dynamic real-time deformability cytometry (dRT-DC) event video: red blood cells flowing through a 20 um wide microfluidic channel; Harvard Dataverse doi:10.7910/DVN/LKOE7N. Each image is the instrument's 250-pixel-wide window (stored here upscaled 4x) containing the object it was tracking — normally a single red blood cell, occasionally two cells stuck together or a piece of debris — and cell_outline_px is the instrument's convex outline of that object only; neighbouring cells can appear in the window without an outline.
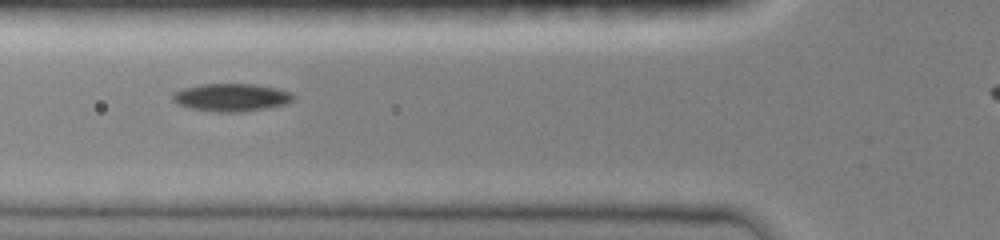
{"species": "common noctule bat (a hibernating species)", "species_latin": "Nyctalus noctula", "temperature_condition": "room temperature", "stored_images_in_passage": 6, "camera_frame_rate_fps": 3000, "um_per_image_px": 0.085, "animal": {"sex": "female", "body_mass_g": 19.0, "forearm_length_mm": 51.5}, "frame": {"image": 1, "passage_image": 3, "time_ms": 2.0, "image_size_px": [1000, 240], "cell_outline_px": [[296, 96], [288, 104], [268, 108], [240, 112], [216, 112], [192, 108], [176, 104], [172, 100], [172, 92], [184, 88], [200, 84], [252, 84], [276, 88], [292, 92]], "centroid_in_image_um": [19.68, 8.28], "position_along_channel_um": 106.1, "area_um2": 19.71}}
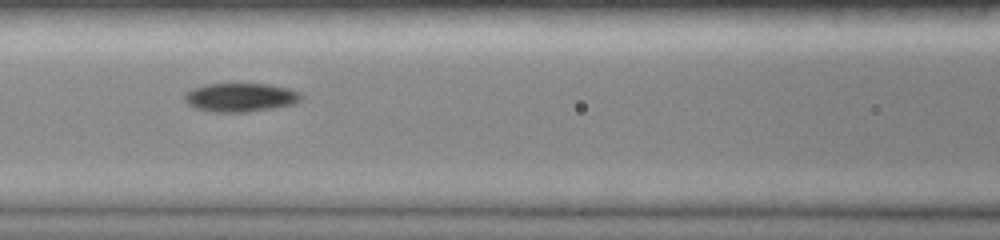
{"frame": {"image": 2, "passage_image": 4, "time_ms": 3.0, "image_size_px": [1000, 240], "cell_outline_px": [[304, 96], [296, 104], [276, 108], [248, 112], [212, 112], [196, 108], [188, 104], [184, 100], [184, 96], [192, 88], [204, 84], [268, 84], [288, 88], [300, 92]], "centroid_in_image_um": [20.48, 8.28], "position_along_channel_um": 146.1, "area_um2": 19.71}}
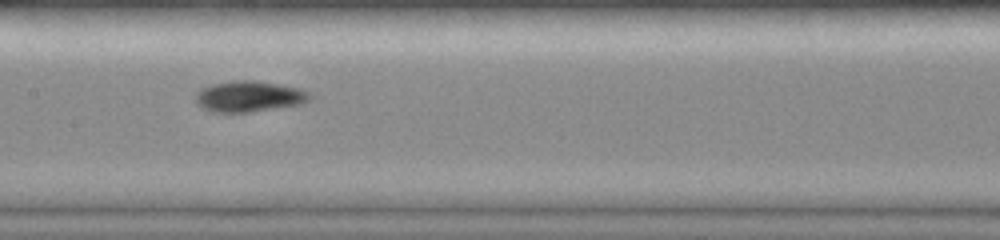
{"frame": {"image": 3, "passage_image": 5, "time_ms": 4.0, "image_size_px": [1000, 240], "cell_outline_px": [[312, 100], [300, 104], [248, 112], [212, 112], [200, 108], [196, 104], [196, 92], [200, 88], [212, 84], [236, 80], [252, 80], [300, 88], [308, 92], [312, 96]], "centroid_in_image_um": [21.14, 8.2], "position_along_channel_um": 186.3, "area_um2": 20.58}}